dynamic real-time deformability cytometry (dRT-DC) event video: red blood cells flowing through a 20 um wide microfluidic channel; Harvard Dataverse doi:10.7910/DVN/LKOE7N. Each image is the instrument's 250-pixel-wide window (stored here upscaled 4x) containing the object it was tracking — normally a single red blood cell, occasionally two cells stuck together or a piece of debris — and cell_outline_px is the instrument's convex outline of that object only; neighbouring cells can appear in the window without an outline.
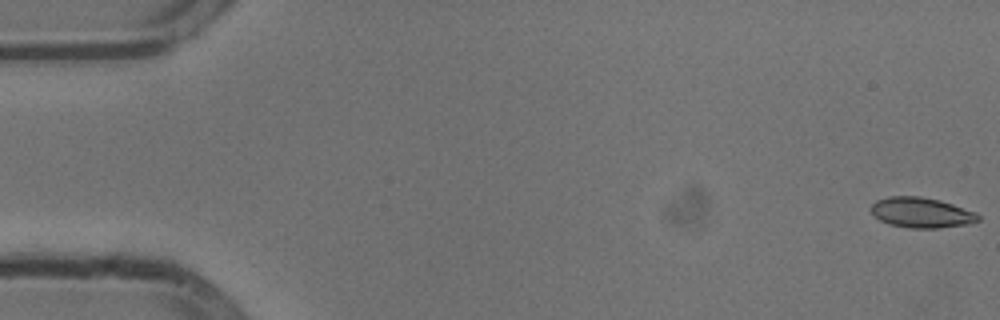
{"species": "common noctule bat (a hibernating species)", "species_latin": "Nyctalus noctula", "temperature_condition": "cold", "stored_images_in_passage": 14, "camera_frame_rate_fps": 3000, "um_per_image_px": 0.085, "animal": {"sex": "male", "body_mass_g": 13.3}, "frame": {"image": 1, "passage_image": 1, "time_ms": 0.0, "image_size_px": [1000, 320], "cell_outline_px": [[980, 220], [968, 224], [936, 228], [908, 228], [888, 224], [880, 220], [872, 212], [872, 204], [876, 200], [888, 196], [920, 196], [940, 200], [976, 212], [980, 216]], "centroid_in_image_um": [78.32, 18.07], "position_along_channel_um": 6.7, "area_um2": 18.9}}